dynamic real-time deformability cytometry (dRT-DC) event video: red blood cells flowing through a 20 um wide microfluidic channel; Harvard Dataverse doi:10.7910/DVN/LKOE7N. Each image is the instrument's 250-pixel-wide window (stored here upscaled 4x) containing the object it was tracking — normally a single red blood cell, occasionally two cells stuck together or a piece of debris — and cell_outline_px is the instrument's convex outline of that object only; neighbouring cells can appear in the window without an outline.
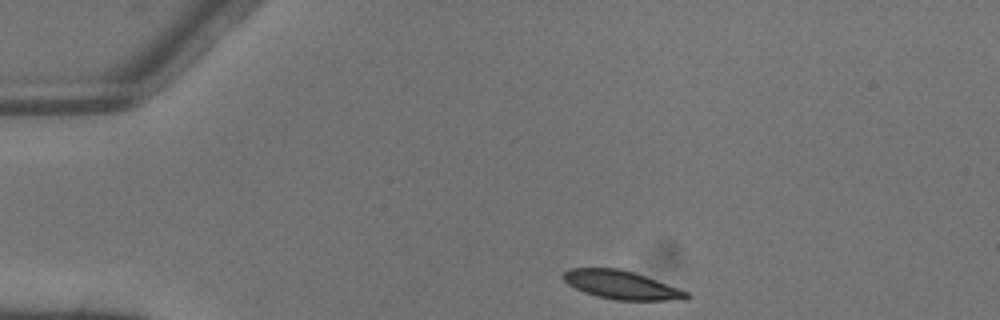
{"species": "common noctule bat (a hibernating species)", "species_latin": "Nyctalus noctula", "temperature_condition": "warm", "stored_images_in_passage": 3, "camera_frame_rate_fps": 3000, "um_per_image_px": 0.085, "animal": {"sex": "male", "body_mass_g": 13.3}, "frame": {"image": 1, "passage_image": 1, "time_ms": 0.0, "image_size_px": [1000, 320], "cell_outline_px": [[692, 296], [688, 300], [616, 300], [596, 296], [584, 292], [568, 284], [560, 276], [568, 268], [620, 268], [656, 280], [688, 292]], "centroid_in_image_um": [52.81, 24.22], "position_along_channel_um": 32.2, "area_um2": 20.4}}
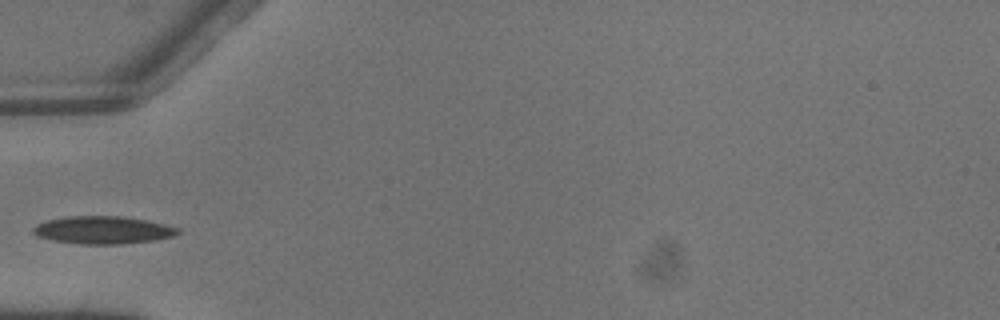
{"frame": {"image": 2, "passage_image": 3, "time_ms": 0.667, "image_size_px": [1000, 320], "cell_outline_px": [[180, 232], [176, 236], [152, 240], [120, 244], [76, 244], [52, 240], [36, 236], [32, 232], [32, 228], [36, 224], [48, 220], [68, 216], [120, 216], [148, 220], [180, 228]], "centroid_in_image_um": [8.74, 19.55], "position_along_channel_um": 76.3, "area_um2": 23.47}}